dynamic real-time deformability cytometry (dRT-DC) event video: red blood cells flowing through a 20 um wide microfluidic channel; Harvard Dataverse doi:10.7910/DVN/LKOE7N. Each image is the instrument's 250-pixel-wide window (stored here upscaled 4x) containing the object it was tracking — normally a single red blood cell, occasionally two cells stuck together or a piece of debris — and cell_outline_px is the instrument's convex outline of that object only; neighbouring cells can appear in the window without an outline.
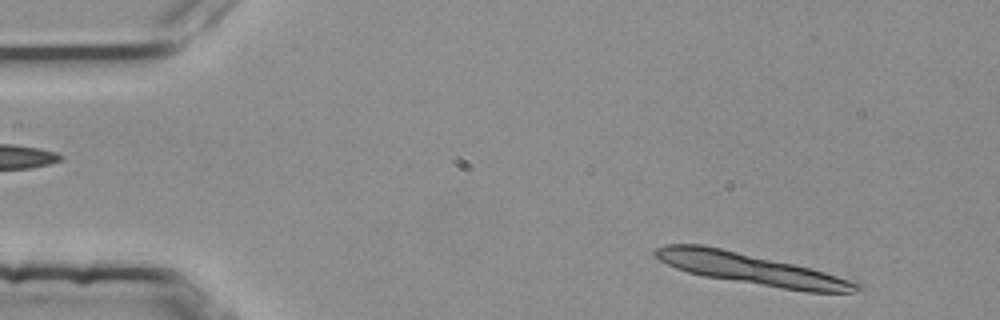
{"species": "common noctule bat (a hibernating species)", "species_latin": "Nyctalus noctula", "temperature_condition": "room temperature", "stored_images_in_passage": 22, "camera_frame_rate_fps": 3000, "um_per_image_px": 0.085, "animal": {"sex": "female", "body_mass_g": 25.1}, "frame": {"image": 1, "passage_image": 2, "time_ms": 0.333, "image_size_px": [1000, 320], "cell_outline_px": [[864, 288], [852, 292], [808, 292], [704, 276], [688, 272], [676, 268], [660, 260], [652, 252], [656, 248], [664, 244], [704, 244], [792, 264], [824, 272], [848, 280]], "centroid_in_image_um": [63.73, 22.85], "position_along_channel_um": 21.3, "area_um2": 35.66}}